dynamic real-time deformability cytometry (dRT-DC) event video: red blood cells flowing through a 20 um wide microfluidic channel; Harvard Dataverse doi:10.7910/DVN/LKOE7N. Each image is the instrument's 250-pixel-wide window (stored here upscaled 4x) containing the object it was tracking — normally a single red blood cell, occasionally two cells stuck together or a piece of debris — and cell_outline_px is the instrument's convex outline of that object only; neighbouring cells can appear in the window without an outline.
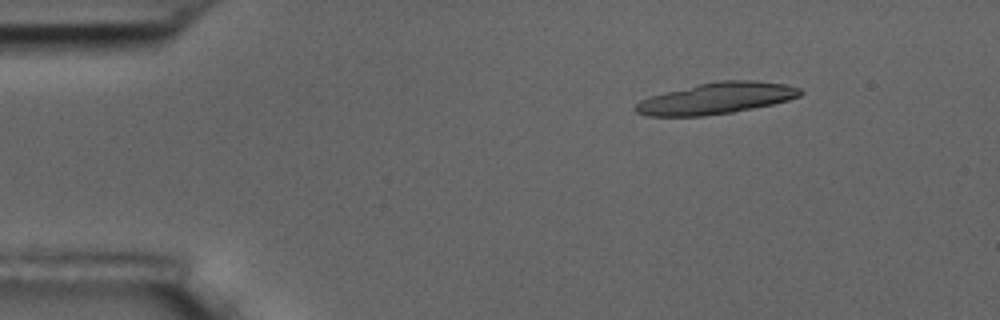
{"species": "common noctule bat (a hibernating species)", "species_latin": "Nyctalus noctula", "temperature_condition": "room temperature", "stored_images_in_passage": 7, "camera_frame_rate_fps": 3000, "um_per_image_px": 0.085, "animal": {"sex": "male", "body_mass_g": 17.5, "forearm_length_mm": 52.3}, "frame": {"image": 1, "passage_image": 1, "time_ms": 0.0, "image_size_px": [1000, 320], "cell_outline_px": [[804, 92], [800, 96], [788, 100], [772, 104], [732, 112], [704, 116], [648, 116], [636, 112], [632, 108], [640, 100], [648, 96], [700, 84], [720, 80], [752, 80], [788, 84], [800, 88]], "centroid_in_image_um": [60.89, 8.36], "position_along_channel_um": 24.1, "area_um2": 30.06}}
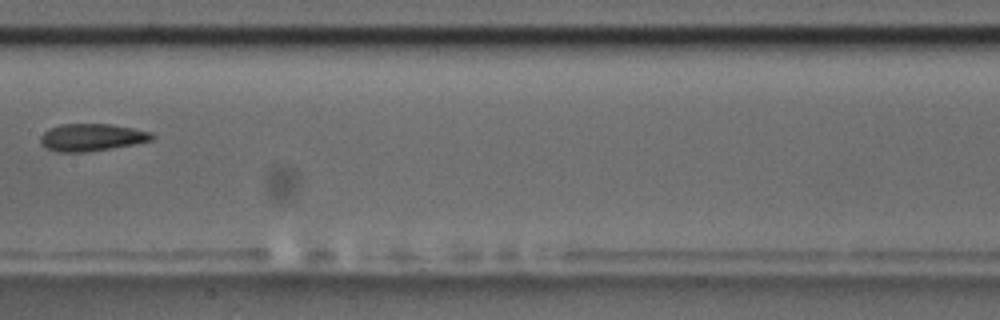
{"frame": {"image": 2, "passage_image": 7, "time_ms": 7.0, "image_size_px": [1000, 320], "cell_outline_px": [[156, 136], [152, 140], [132, 144], [88, 152], [56, 152], [40, 144], [40, 136], [44, 132], [60, 124], [112, 124], [152, 132]], "centroid_in_image_um": [7.79, 11.67], "position_along_channel_um": 199.6, "area_um2": 17.69}}